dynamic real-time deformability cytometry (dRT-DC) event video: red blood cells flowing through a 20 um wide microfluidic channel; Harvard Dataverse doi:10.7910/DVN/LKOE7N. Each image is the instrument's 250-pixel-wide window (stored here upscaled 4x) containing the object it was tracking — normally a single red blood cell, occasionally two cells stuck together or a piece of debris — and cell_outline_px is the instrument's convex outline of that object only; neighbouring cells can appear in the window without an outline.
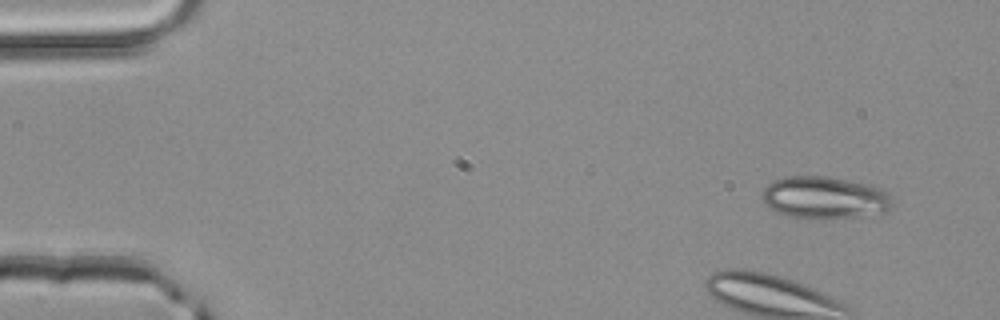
{"species": "common noctule bat (a hibernating species)", "species_latin": "Nyctalus noctula", "temperature_condition": "room temperature", "stored_images_in_passage": 4, "camera_frame_rate_fps": 3000, "um_per_image_px": 0.085, "animal": {"sex": "male", "body_mass_g": 20.4}, "frame": {"image": 1, "passage_image": 1, "time_ms": 0.0, "image_size_px": [1000, 320], "cell_outline_px": [[892, 208], [884, 212], [860, 216], [788, 216], [764, 204], [760, 196], [764, 188], [772, 180], [788, 176], [828, 176], [868, 184], [880, 188], [888, 192], [892, 204]], "centroid_in_image_um": [70.08, 16.75], "position_along_channel_um": 14.9, "area_um2": 31.33}}